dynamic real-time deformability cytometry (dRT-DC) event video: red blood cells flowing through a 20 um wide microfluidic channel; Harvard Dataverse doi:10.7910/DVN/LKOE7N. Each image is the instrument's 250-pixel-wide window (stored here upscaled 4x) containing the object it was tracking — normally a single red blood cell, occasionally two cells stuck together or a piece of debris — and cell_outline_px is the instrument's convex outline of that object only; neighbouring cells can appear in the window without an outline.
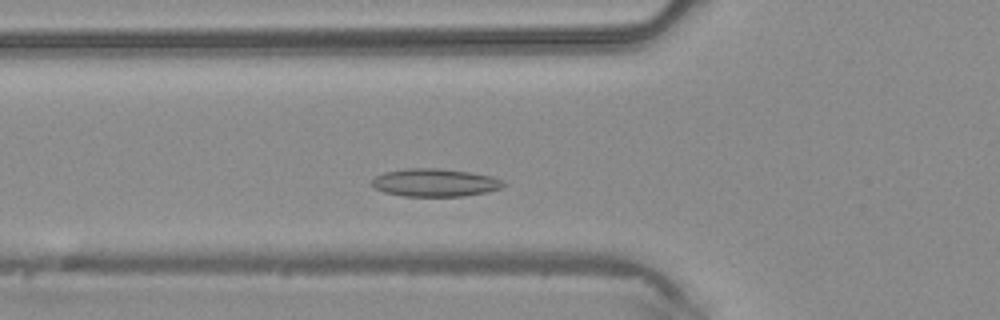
{"species": "common noctule bat (a hibernating species)", "species_latin": "Nyctalus noctula", "temperature_condition": "warm", "stored_images_in_passage": 39, "camera_frame_rate_fps": 3000, "um_per_image_px": 0.085, "animal": {"sex": "male", "body_mass_g": 20.4}, "frame": {"image": 1, "passage_image": 9, "time_ms": 2.667, "image_size_px": [1000, 320], "cell_outline_px": [[508, 184], [500, 188], [488, 192], [464, 196], [400, 196], [384, 192], [376, 188], [372, 184], [372, 180], [376, 176], [384, 172], [408, 168], [440, 168], [472, 172], [492, 176], [504, 180]], "centroid_in_image_um": [37.02, 15.52], "position_along_channel_um": 88.8, "area_um2": 21.62}}
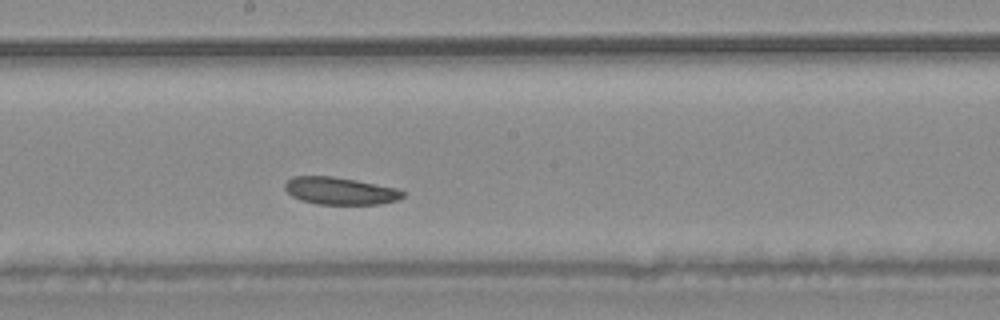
{"frame": {"image": 2, "passage_image": 18, "time_ms": 5.667, "image_size_px": [1000, 320], "cell_outline_px": [[404, 196], [396, 200], [380, 204], [316, 204], [300, 200], [292, 196], [284, 188], [284, 184], [292, 176], [332, 176], [356, 180], [396, 188], [404, 192]], "centroid_in_image_um": [28.87, 16.22], "position_along_channel_um": 219.3, "area_um2": 18.73}}
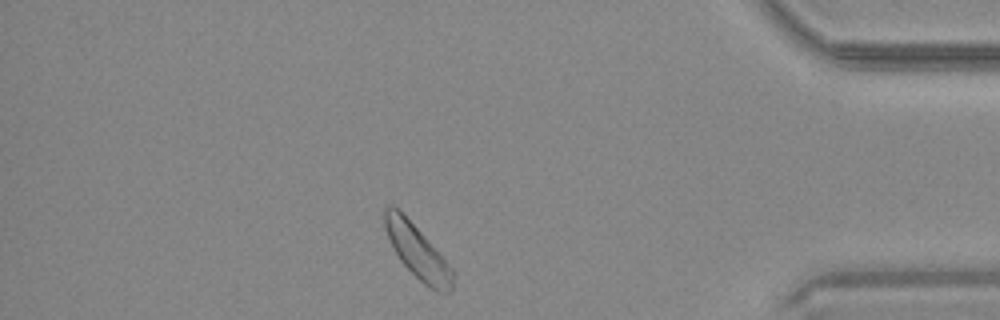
{"frame": {"image": 3, "passage_image": 33, "time_ms": 10.667, "image_size_px": [1000, 320], "cell_outline_px": [[452, 288], [448, 292], [440, 292], [424, 284], [400, 260], [384, 228], [384, 208], [388, 204], [392, 204], [424, 236], [452, 268]], "centroid_in_image_um": [35.45, 21.37], "position_along_channel_um": 399.7, "area_um2": 20.23}}